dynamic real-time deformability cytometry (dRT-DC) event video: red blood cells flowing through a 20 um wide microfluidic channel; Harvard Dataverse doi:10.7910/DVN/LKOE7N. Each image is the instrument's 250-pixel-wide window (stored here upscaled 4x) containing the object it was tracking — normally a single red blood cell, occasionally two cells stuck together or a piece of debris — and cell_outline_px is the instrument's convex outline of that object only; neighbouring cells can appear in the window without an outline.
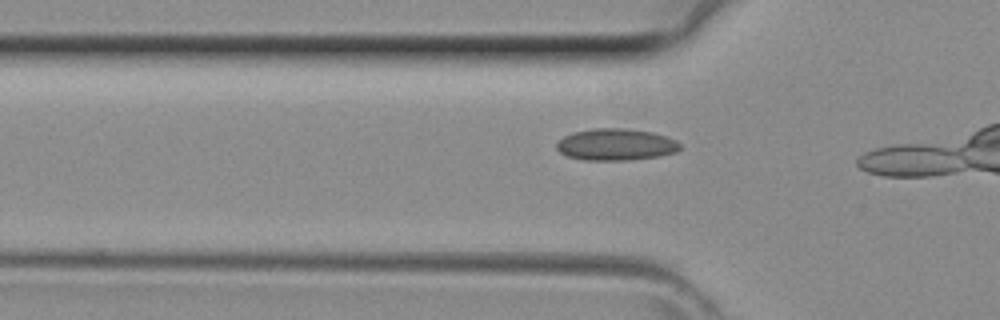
{"species": "common noctule bat (a hibernating species)", "species_latin": "Nyctalus noctula", "temperature_condition": "room temperature", "stored_images_in_passage": 6, "camera_frame_rate_fps": 3000, "um_per_image_px": 0.085, "animal": {"sex": "female", "body_mass_g": 29.2, "forearm_length_mm": 56.3}, "frame": {"image": 1, "passage_image": 4, "time_ms": 1.0, "image_size_px": [1000, 320], "cell_outline_px": [[680, 148], [676, 152], [660, 156], [624, 160], [584, 160], [568, 156], [560, 152], [556, 148], [556, 144], [564, 136], [572, 132], [592, 128], [624, 128], [652, 132], [668, 136], [676, 140], [680, 144]], "centroid_in_image_um": [52.35, 12.28], "position_along_channel_um": 73.4, "area_um2": 22.89}}